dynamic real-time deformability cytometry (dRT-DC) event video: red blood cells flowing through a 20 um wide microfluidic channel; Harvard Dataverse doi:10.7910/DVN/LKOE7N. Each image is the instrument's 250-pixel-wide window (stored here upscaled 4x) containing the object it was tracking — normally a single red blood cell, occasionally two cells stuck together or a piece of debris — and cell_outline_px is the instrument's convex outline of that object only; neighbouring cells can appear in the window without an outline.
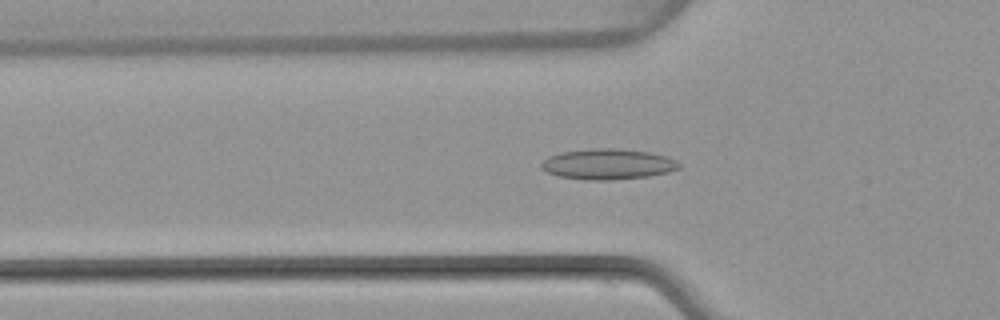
{"species": "common noctule bat (a hibernating species)", "species_latin": "Nyctalus noctula", "temperature_condition": "warm", "stored_images_in_passage": 50, "camera_frame_rate_fps": 3000, "um_per_image_px": 0.085, "animal": {"sex": "female", "body_mass_g": 22.7, "forearm_length_mm": 54.2}, "frame": {"image": 1, "passage_image": 17, "time_ms": 5.333, "image_size_px": [1000, 320], "cell_outline_px": [[680, 168], [668, 172], [648, 176], [608, 180], [588, 180], [560, 176], [548, 172], [540, 168], [540, 164], [548, 156], [560, 152], [592, 148], [616, 148], [648, 152], [668, 156], [676, 160], [680, 164]], "centroid_in_image_um": [51.67, 13.94], "position_along_channel_um": 74.1, "area_um2": 24.57}}
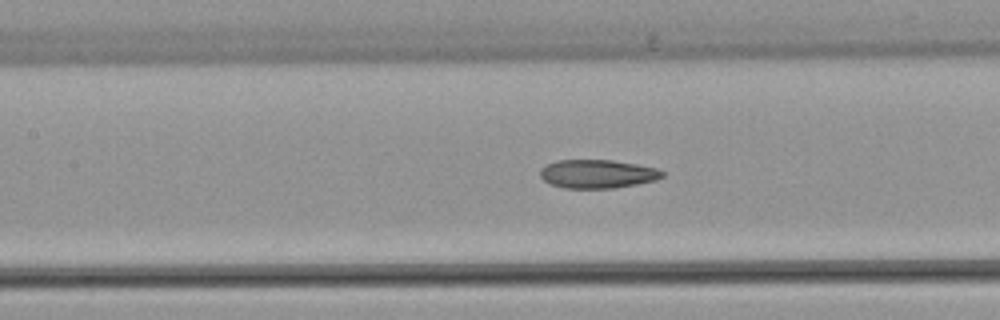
{"frame": {"image": 2, "passage_image": 23, "time_ms": 7.333, "image_size_px": [1000, 320], "cell_outline_px": [[664, 176], [656, 180], [636, 184], [612, 188], [564, 188], [552, 184], [544, 180], [540, 176], [540, 168], [544, 164], [556, 160], [612, 160], [636, 164], [656, 168], [664, 172]], "centroid_in_image_um": [50.75, 14.77], "position_along_channel_um": 156.6, "area_um2": 20.35}}
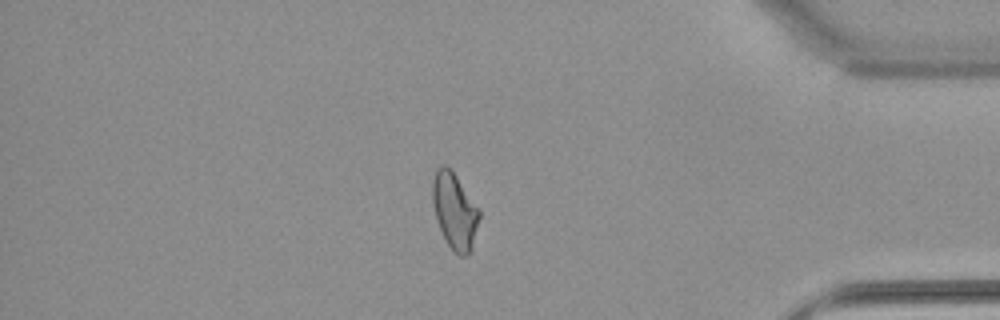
{"frame": {"image": 3, "passage_image": 43, "time_ms": 14.0, "image_size_px": [1000, 320], "cell_outline_px": [[480, 216], [472, 248], [468, 256], [460, 256], [448, 244], [436, 220], [432, 204], [432, 180], [436, 168], [440, 164], [444, 164], [456, 176], [480, 208]], "centroid_in_image_um": [38.64, 17.91], "position_along_channel_um": 396.6, "area_um2": 20.81}, "authors_computed_cell_mechanics": {"area_um2": 21.386, "velocity_mm_per_s": 4.0874, "shape_relaxation_time_tau1_ms": null, "shape_relaxation_time_tau2_ms": 2.7353, "deformation_change_tau1": null, "deformation_change_tau2": 0.1052}}